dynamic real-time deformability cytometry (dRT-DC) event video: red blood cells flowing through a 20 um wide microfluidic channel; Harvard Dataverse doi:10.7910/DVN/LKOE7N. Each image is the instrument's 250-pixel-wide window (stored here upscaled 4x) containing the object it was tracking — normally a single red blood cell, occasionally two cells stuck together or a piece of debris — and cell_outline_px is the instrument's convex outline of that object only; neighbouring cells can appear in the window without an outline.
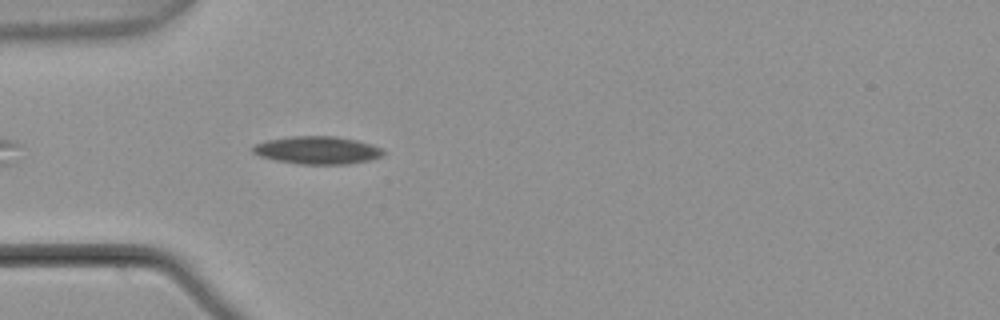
{"species": "common noctule bat (a hibernating species)", "species_latin": "Nyctalus noctula", "temperature_condition": "warm", "stored_images_in_passage": 5, "camera_frame_rate_fps": 3000, "um_per_image_px": 0.085, "animal": {"sex": "male", "body_mass_g": 21.5, "forearm_length_mm": 52.0}, "frame": {"image": 1, "passage_image": 5, "time_ms": 1.333, "image_size_px": [1000, 320], "cell_outline_px": [[384, 156], [372, 160], [348, 164], [300, 164], [276, 160], [260, 156], [252, 152], [252, 144], [264, 140], [292, 136], [336, 136], [356, 140], [372, 144], [380, 148], [384, 152]], "centroid_in_image_um": [26.97, 12.76], "position_along_channel_um": 58.0, "area_um2": 21.33}}